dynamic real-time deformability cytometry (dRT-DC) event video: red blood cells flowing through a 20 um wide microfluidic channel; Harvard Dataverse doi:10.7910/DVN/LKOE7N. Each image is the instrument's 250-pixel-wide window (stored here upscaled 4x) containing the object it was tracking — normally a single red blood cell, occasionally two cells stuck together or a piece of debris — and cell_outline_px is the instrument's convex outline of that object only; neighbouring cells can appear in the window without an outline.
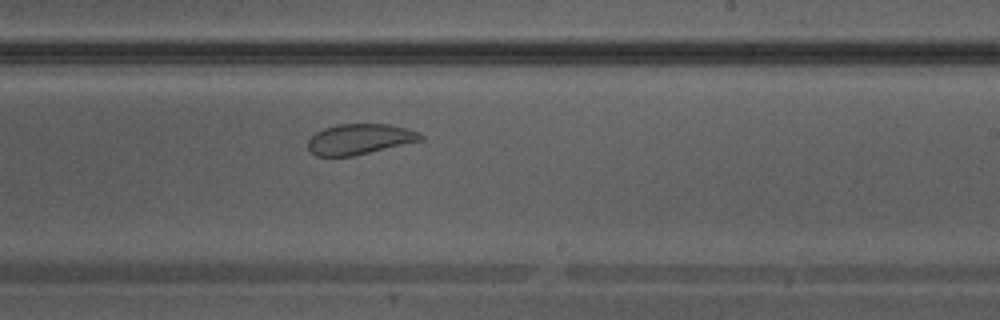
{"species": "Egyptian fruit bat (a non-hibernating species)", "species_latin": "Rousettus aegyptiacus", "temperature_condition": "warm", "stored_images_in_passage": 35, "camera_frame_rate_fps": 3000, "um_per_image_px": 0.085, "animal": {"sex": "male"}, "frame": {"image": 1, "passage_image": 20, "time_ms": 6.333, "image_size_px": [1000, 320], "cell_outline_px": [[424, 140], [352, 156], [316, 156], [308, 148], [308, 140], [316, 132], [324, 128], [336, 124], [388, 124], [404, 128], [416, 132], [424, 136]], "centroid_in_image_um": [30.55, 11.83], "position_along_channel_um": 258.4, "area_um2": 19.88}}